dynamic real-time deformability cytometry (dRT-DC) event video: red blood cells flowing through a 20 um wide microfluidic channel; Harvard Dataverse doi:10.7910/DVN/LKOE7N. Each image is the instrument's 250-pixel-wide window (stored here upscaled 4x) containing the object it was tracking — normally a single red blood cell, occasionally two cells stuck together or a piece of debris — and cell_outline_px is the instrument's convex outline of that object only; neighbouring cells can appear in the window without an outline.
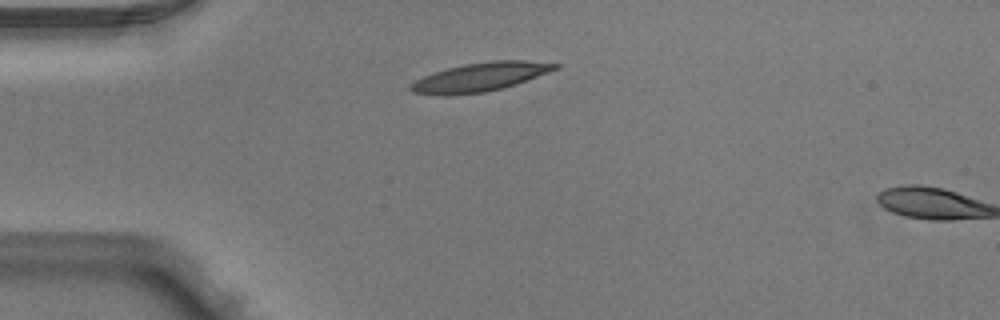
{"species": "Egyptian fruit bat (a non-hibernating species)", "species_latin": "Rousettus aegyptiacus", "temperature_condition": "warm", "stored_images_in_passage": 5, "camera_frame_rate_fps": 3000, "um_per_image_px": 0.085, "animal": {"sex": "male"}, "frame": {"image": 1, "passage_image": 5, "time_ms": 1.333, "image_size_px": [1000, 320], "cell_outline_px": [[560, 68], [516, 84], [504, 88], [484, 92], [412, 92], [408, 88], [408, 84], [424, 76], [448, 68], [464, 64], [492, 60], [524, 60], [560, 64]], "centroid_in_image_um": [40.94, 6.49], "position_along_channel_um": 44.1, "area_um2": 23.18}}